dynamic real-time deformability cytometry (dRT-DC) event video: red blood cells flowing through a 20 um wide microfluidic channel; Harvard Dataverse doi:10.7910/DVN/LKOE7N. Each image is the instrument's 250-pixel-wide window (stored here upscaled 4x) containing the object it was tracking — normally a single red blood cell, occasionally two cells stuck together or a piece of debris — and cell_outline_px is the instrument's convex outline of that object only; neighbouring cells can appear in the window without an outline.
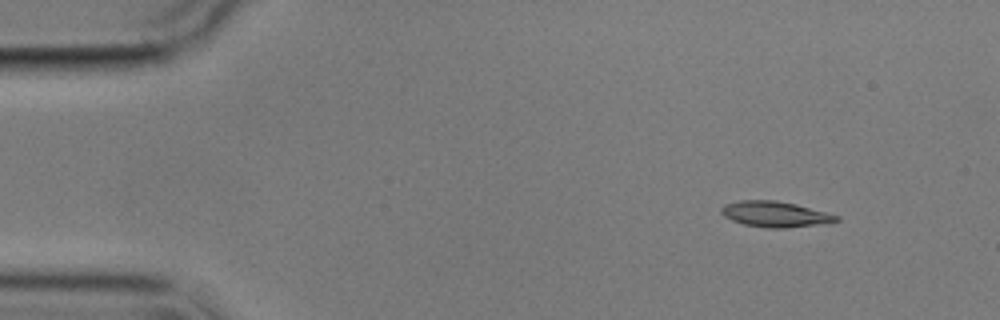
{"species": "common noctule bat (a hibernating species)", "species_latin": "Nyctalus noctula", "temperature_condition": "cold", "stored_images_in_passage": 4, "camera_frame_rate_fps": 3000, "um_per_image_px": 0.085, "animal": {"sex": "male", "body_mass_g": 17.9}, "frame": {"image": 1, "passage_image": 1, "time_ms": 0.0, "image_size_px": [1000, 320], "cell_outline_px": [[840, 220], [816, 224], [784, 228], [768, 228], [744, 224], [732, 220], [724, 216], [720, 212], [720, 208], [724, 204], [740, 200], [776, 200], [796, 204], [840, 216]], "centroid_in_image_um": [65.84, 18.19], "position_along_channel_um": 19.2, "area_um2": 17.05}}
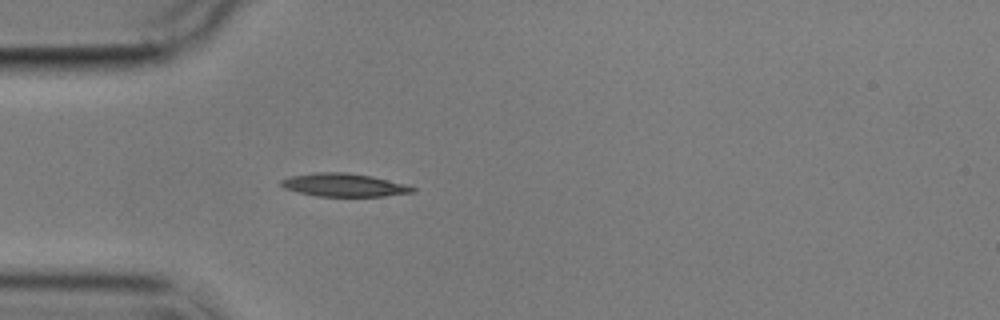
{"frame": {"image": 2, "passage_image": 4, "time_ms": 3.333, "image_size_px": [1000, 320], "cell_outline_px": [[416, 192], [384, 196], [316, 196], [284, 188], [280, 184], [280, 180], [288, 176], [316, 172], [344, 172], [372, 176], [408, 184], [416, 188]], "centroid_in_image_um": [29.26, 15.72], "position_along_channel_um": 55.7, "area_um2": 17.86}}